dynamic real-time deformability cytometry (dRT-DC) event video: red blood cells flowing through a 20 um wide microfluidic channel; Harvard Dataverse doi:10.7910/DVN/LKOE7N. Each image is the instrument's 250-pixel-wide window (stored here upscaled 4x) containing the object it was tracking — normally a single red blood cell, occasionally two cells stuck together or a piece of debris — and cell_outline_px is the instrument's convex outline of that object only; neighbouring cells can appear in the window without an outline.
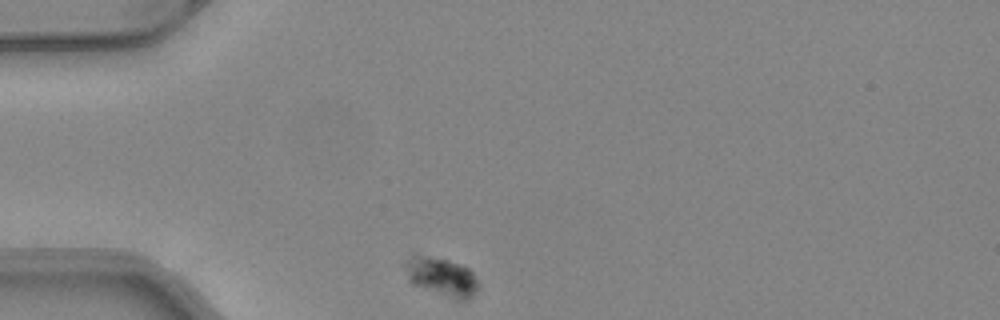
{"species": "common noctule bat (a hibernating species)", "species_latin": "Nyctalus noctula", "temperature_condition": "warm", "stored_images_in_passage": 33, "camera_frame_rate_fps": 3000, "um_per_image_px": 0.085, "animal": {"sex": "female", "body_mass_g": 24.6, "forearm_length_mm": 56.2}, "frame": {"image": 1, "passage_image": 1, "time_ms": 0.0, "image_size_px": [1000, 320], "cell_outline_px": [[480, 288], [468, 300], [456, 300], [412, 284], [408, 280], [400, 264], [412, 252], [416, 252], [448, 260], [460, 264], [468, 268], [472, 272], [480, 284]], "centroid_in_image_um": [37.44, 23.47], "position_along_channel_um": 47.6, "area_um2": 17.4}}
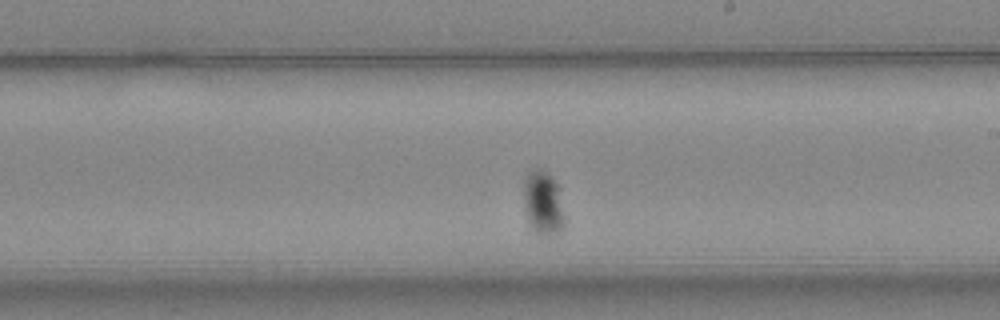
{"frame": {"image": 2, "passage_image": 19, "time_ms": 6.0, "image_size_px": [1000, 320], "cell_outline_px": [[564, 224], [556, 232], [540, 236], [528, 224], [524, 204], [524, 180], [528, 172], [532, 168], [540, 168], [560, 188], [564, 216]], "centroid_in_image_um": [46.14, 17.24], "position_along_channel_um": 242.9, "area_um2": 15.09}}
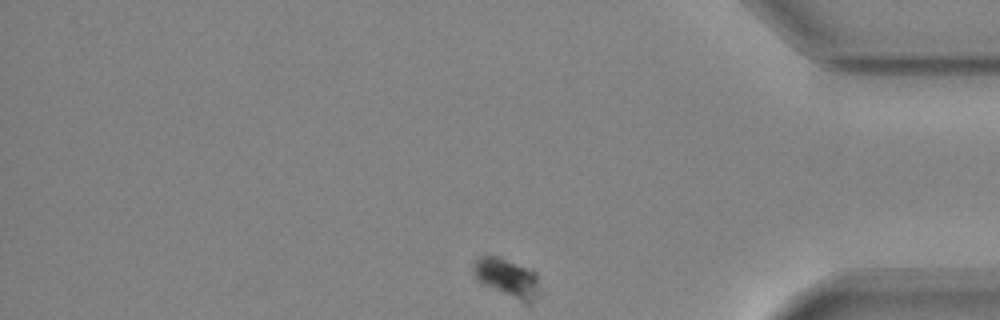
{"frame": {"image": 3, "passage_image": 33, "time_ms": 10.667, "image_size_px": [1000, 320], "cell_outline_px": [[540, 292], [528, 304], [524, 304], [480, 284], [476, 280], [472, 272], [472, 260], [484, 252], [500, 256], [536, 272]], "centroid_in_image_um": [43.01, 23.58], "position_along_channel_um": 392.2, "area_um2": 15.84}}